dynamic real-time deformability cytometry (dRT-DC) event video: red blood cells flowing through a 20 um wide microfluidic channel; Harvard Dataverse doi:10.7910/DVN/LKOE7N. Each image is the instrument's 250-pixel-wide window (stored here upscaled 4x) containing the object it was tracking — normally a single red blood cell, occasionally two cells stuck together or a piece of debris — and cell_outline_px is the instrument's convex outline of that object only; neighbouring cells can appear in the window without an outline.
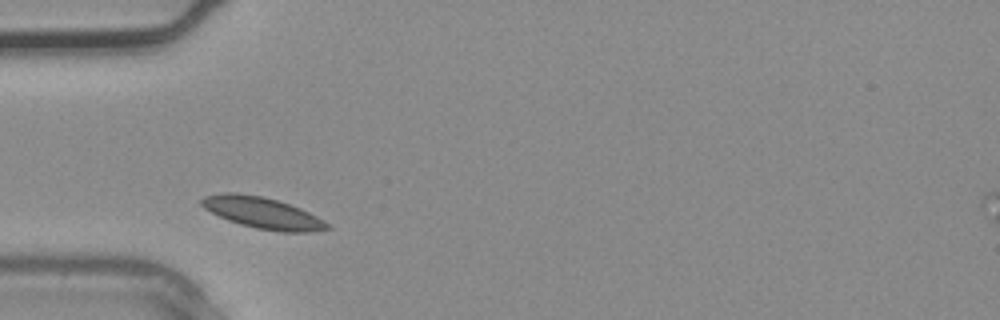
{"species": "common noctule bat (a hibernating species)", "species_latin": "Nyctalus noctula", "temperature_condition": "warm", "stored_images_in_passage": 2, "camera_frame_rate_fps": 3000, "um_per_image_px": 0.085, "animal": {"sex": "male", "body_mass_g": 20.4}, "frame": {"image": 1, "passage_image": 1, "time_ms": 0.0, "image_size_px": [1000, 320], "cell_outline_px": [[332, 228], [308, 232], [280, 232], [256, 228], [240, 224], [228, 220], [204, 208], [200, 204], [200, 200], [204, 196], [220, 192], [236, 192], [264, 196], [300, 208], [324, 220]], "centroid_in_image_um": [22.29, 18.08], "position_along_channel_um": 62.7, "area_um2": 22.95}}